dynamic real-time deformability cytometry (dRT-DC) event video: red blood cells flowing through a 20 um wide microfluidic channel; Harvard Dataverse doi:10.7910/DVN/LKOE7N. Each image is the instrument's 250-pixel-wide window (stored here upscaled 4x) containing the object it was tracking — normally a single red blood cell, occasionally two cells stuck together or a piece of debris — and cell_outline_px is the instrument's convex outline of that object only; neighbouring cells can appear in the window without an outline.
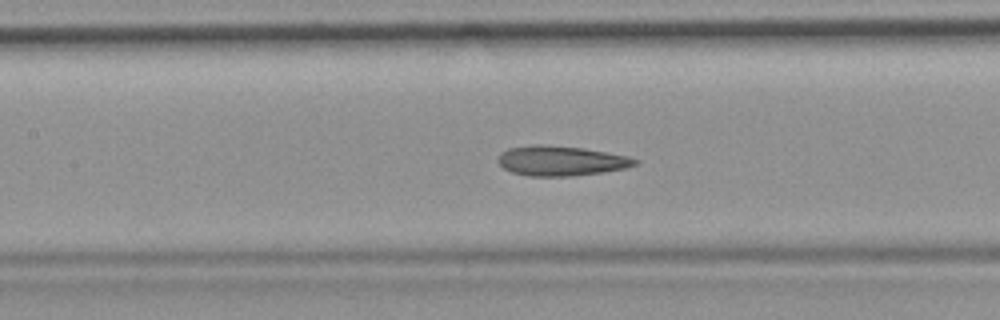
{"species": "common noctule bat (a hibernating species)", "species_latin": "Nyctalus noctula", "temperature_condition": "room temperature", "stored_images_in_passage": 41, "camera_frame_rate_fps": 3000, "um_per_image_px": 0.085, "animal": {"sex": "female", "body_mass_g": 19.9}, "frame": {"image": 1, "passage_image": 24, "time_ms": 7.667, "image_size_px": [1000, 320], "cell_outline_px": [[640, 160], [636, 164], [628, 168], [604, 172], [572, 176], [528, 176], [512, 172], [504, 168], [496, 160], [500, 152], [508, 148], [532, 144], [544, 144], [584, 148], [628, 156]], "centroid_in_image_um": [47.68, 13.66], "position_along_channel_um": 159.7, "area_um2": 24.16}, "authors_computed_cell_mechanics": {"area_um2": 24.4494, "velocity_mm_per_s": 3.853, "shape_relaxation_time_tau1_ms": null, "shape_relaxation_time_tau2_ms": 2.2653, "deformation_change_tau1": null, "deformation_change_tau2": 0.0888}}